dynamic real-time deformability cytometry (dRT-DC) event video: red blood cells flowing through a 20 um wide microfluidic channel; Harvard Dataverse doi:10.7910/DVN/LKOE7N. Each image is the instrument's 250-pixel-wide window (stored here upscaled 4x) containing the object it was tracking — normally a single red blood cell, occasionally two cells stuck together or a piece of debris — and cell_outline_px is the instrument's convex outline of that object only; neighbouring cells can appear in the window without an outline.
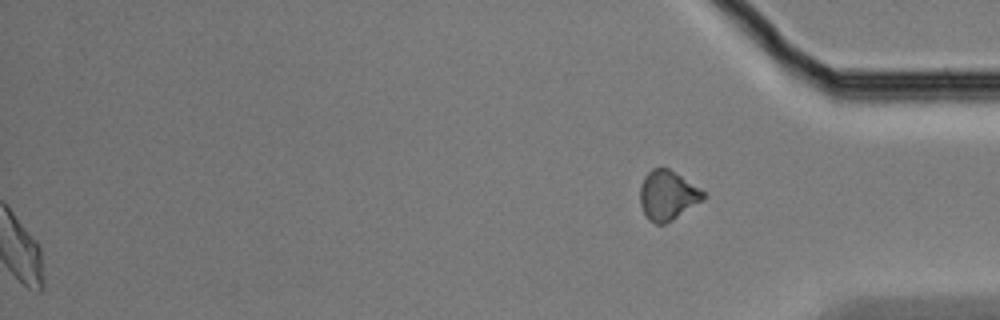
{"species": "Egyptian fruit bat (a non-hibernating species)", "species_latin": "Rousettus aegyptiacus", "temperature_condition": "cold", "stored_images_in_passage": 51, "segment_of_instrument_passage": [2, 2], "camera_frame_rate_fps": 3000, "um_per_image_px": 0.085, "animal": {"sex": "male"}, "frame": {"image": 1, "passage_image": 51, "time_ms": 16.667, "image_size_px": [1000, 320], "cell_outline_px": [[704, 200], [672, 220], [664, 224], [656, 224], [648, 220], [640, 204], [640, 188], [644, 176], [652, 168], [668, 168], [700, 188], [704, 192]], "centroid_in_image_um": [56.73, 16.61], "position_along_channel_um": 378.5, "area_um2": 18.15}}